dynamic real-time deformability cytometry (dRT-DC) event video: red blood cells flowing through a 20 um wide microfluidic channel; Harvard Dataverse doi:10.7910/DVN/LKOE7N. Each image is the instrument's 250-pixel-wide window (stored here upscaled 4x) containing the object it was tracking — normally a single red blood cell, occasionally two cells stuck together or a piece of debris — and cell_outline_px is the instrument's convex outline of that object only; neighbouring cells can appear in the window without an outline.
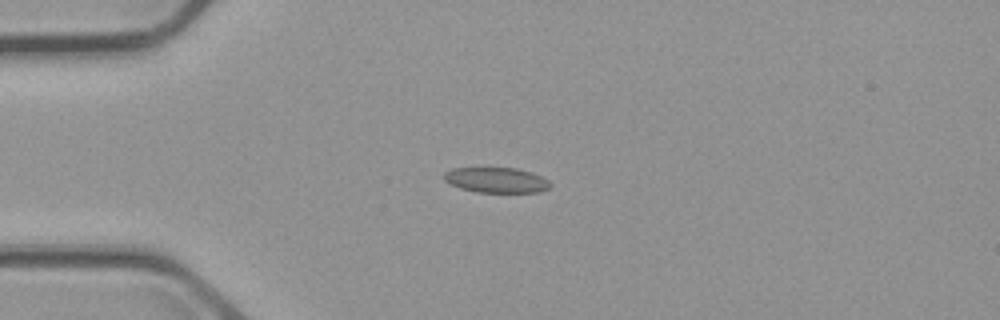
{"species": "common noctule bat (a hibernating species)", "species_latin": "Nyctalus noctula", "temperature_condition": "cold", "stored_images_in_passage": 8, "camera_frame_rate_fps": 3000, "um_per_image_px": 0.085, "animal": {"sex": "male", "body_mass_g": 23.1, "forearm_length_mm": 52.7}, "frame": {"image": 1, "passage_image": 2, "time_ms": 2.0, "image_size_px": [1000, 320], "cell_outline_px": [[552, 184], [548, 188], [540, 192], [476, 192], [460, 188], [444, 180], [444, 172], [452, 168], [516, 168], [532, 172], [548, 180]], "centroid_in_image_um": [42.19, 15.3], "position_along_channel_um": 42.8, "area_um2": 15.61}}
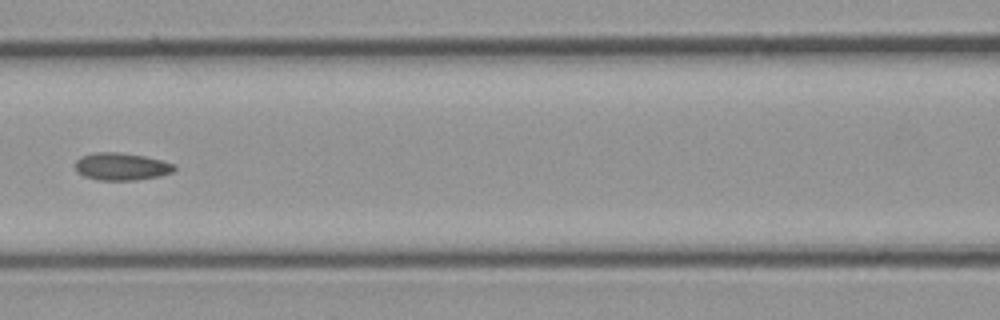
{"frame": {"image": 2, "passage_image": 5, "time_ms": 5.667, "image_size_px": [1000, 320], "cell_outline_px": [[176, 168], [172, 172], [160, 176], [136, 180], [100, 180], [84, 176], [76, 172], [76, 160], [80, 156], [92, 152], [120, 152], [144, 156], [176, 164]], "centroid_in_image_um": [10.31, 14.15], "position_along_channel_um": 156.3, "area_um2": 15.95}}
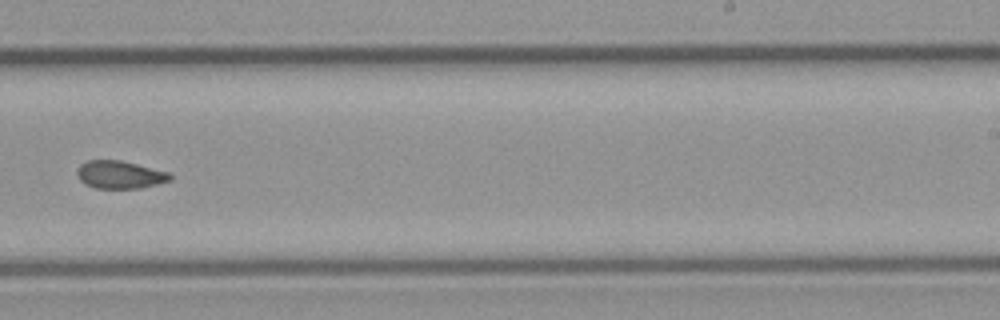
{"frame": {"image": 3, "passage_image": 8, "time_ms": 9.0, "image_size_px": [1000, 320], "cell_outline_px": [[172, 180], [140, 188], [96, 188], [80, 180], [76, 172], [80, 164], [88, 160], [120, 160], [168, 172], [172, 176]], "centroid_in_image_um": [10.19, 14.84], "position_along_channel_um": 278.8, "area_um2": 14.85}}